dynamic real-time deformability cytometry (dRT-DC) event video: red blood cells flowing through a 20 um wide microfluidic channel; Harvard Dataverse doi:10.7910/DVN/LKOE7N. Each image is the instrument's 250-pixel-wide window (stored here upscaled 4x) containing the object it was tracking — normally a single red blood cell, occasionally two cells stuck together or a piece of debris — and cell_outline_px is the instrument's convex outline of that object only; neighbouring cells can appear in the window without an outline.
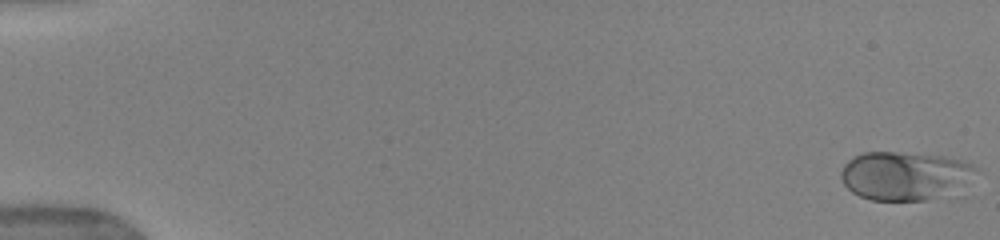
{"species": "human", "species_latin": "Homo sapiens", "temperature_condition": "warm", "stored_images_in_passage": 52, "camera_frame_rate_fps": 3000, "um_per_image_px": 0.085, "donor": {"sex": "female"}, "frame": {"image": 1, "passage_image": 1, "time_ms": 0.0, "image_size_px": [1000, 240], "cell_outline_px": [[980, 168], [928, 200], [872, 200], [860, 196], [852, 192], [844, 184], [840, 176], [840, 172], [844, 164], [848, 160], [864, 152], [896, 152], [940, 156], [960, 160], [972, 164]], "centroid_in_image_um": [76.7, 14.9], "position_along_channel_um": 8.3, "area_um2": 36.36}}
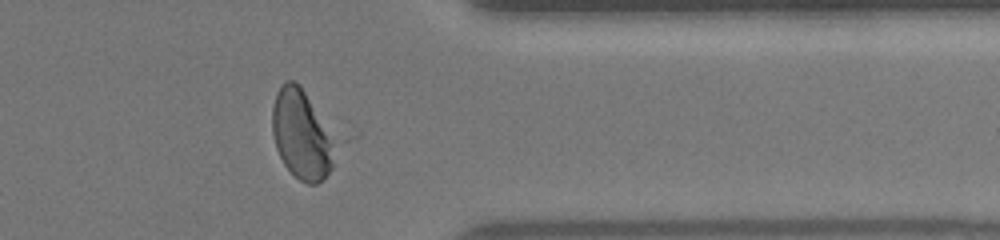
{"frame": {"image": 2, "passage_image": 43, "time_ms": 14.0, "image_size_px": [1000, 240], "cell_outline_px": [[336, 144], [332, 168], [324, 180], [316, 184], [308, 184], [300, 180], [284, 164], [276, 148], [272, 132], [272, 108], [276, 92], [288, 80], [292, 80], [300, 84]], "centroid_in_image_um": [25.62, 11.47], "position_along_channel_um": 385.8, "area_um2": 32.14}}
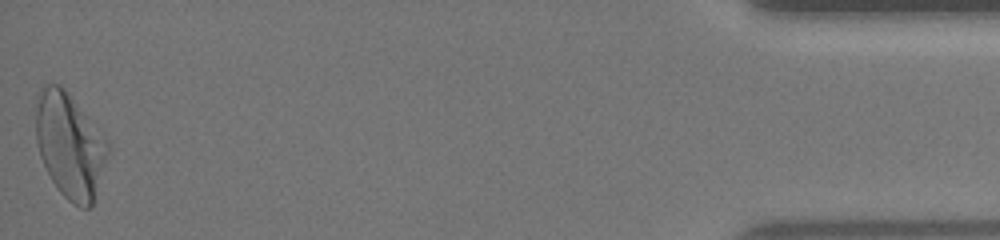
{"frame": {"image": 3, "passage_image": 52, "time_ms": 17.0, "image_size_px": [1000, 240], "cell_outline_px": [[108, 152], [92, 204], [88, 208], [80, 208], [72, 204], [60, 192], [52, 180], [40, 156], [36, 140], [36, 92], [44, 84], [60, 84], [64, 88], [108, 140]], "centroid_in_image_um": [5.9, 12.33], "position_along_channel_um": 429.3, "area_um2": 43.7}}